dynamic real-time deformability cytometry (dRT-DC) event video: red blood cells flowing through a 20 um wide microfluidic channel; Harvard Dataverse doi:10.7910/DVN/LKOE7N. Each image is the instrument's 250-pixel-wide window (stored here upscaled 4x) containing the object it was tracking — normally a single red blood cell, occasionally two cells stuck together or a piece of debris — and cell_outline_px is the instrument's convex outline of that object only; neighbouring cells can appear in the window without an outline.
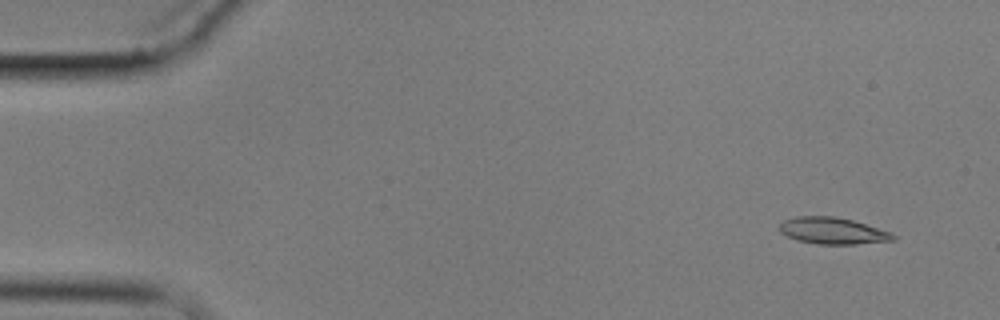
{"species": "common noctule bat (a hibernating species)", "species_latin": "Nyctalus noctula", "temperature_condition": "cold", "stored_images_in_passage": 4, "camera_frame_rate_fps": 3000, "um_per_image_px": 0.085, "animal": {"sex": "male", "body_mass_g": 17.9}, "frame": {"image": 1, "passage_image": 1, "time_ms": 0.0, "image_size_px": [1000, 320], "cell_outline_px": [[896, 240], [856, 244], [820, 244], [796, 240], [780, 232], [780, 224], [784, 220], [796, 216], [836, 216], [852, 220], [892, 232], [896, 236]], "centroid_in_image_um": [70.8, 19.61], "position_along_channel_um": 14.2, "area_um2": 17.63}}
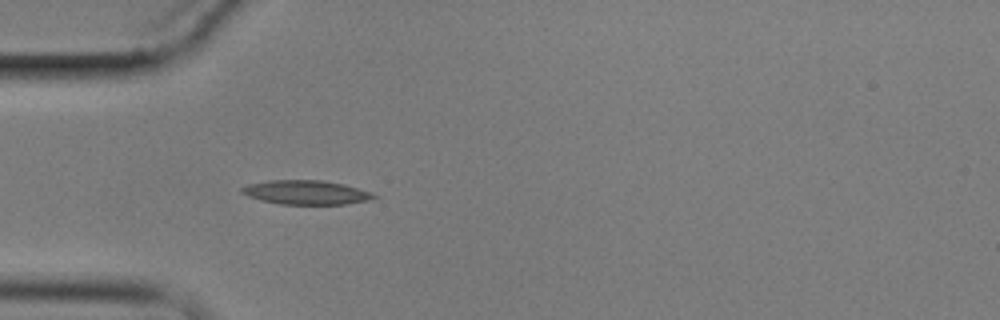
{"frame": {"image": 2, "passage_image": 4, "time_ms": 4.333, "image_size_px": [1000, 320], "cell_outline_px": [[376, 196], [368, 200], [344, 204], [280, 204], [260, 200], [248, 196], [240, 192], [240, 188], [248, 184], [268, 180], [320, 180], [344, 184], [372, 192]], "centroid_in_image_um": [25.97, 16.35], "position_along_channel_um": 59.0, "area_um2": 18.5}}